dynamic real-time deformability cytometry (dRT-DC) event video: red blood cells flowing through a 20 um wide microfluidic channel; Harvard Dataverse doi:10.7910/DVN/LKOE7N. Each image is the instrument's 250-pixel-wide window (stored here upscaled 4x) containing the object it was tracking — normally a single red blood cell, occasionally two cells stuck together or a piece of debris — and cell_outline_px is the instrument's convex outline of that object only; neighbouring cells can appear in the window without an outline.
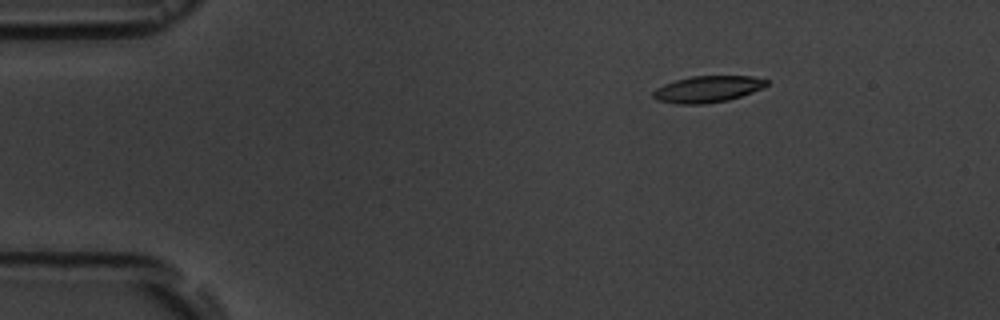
{"species": "common noctule bat (a hibernating species)", "species_latin": "Nyctalus noctula", "temperature_condition": "room temperature", "stored_images_in_passage": 6, "camera_frame_rate_fps": 3000, "um_per_image_px": 0.085, "animal": {"sex": "male", "body_mass_g": 19.5, "forearm_length_mm": 54.6}, "frame": {"image": 1, "passage_image": 3, "time_ms": 2.333, "image_size_px": [1000, 320], "cell_outline_px": [[768, 84], [752, 92], [728, 100], [704, 104], [676, 104], [656, 100], [652, 96], [652, 92], [656, 88], [664, 84], [676, 80], [692, 76], [752, 76], [768, 80]], "centroid_in_image_um": [60.1, 7.58], "position_along_channel_um": 24.9, "area_um2": 17.46}}
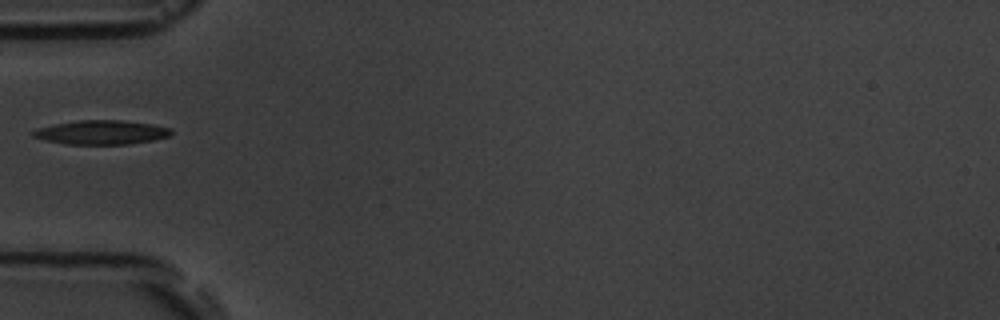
{"frame": {"image": 2, "passage_image": 6, "time_ms": 5.667, "image_size_px": [1000, 320], "cell_outline_px": [[172, 132], [168, 136], [152, 140], [128, 144], [64, 144], [44, 140], [32, 136], [32, 132], [36, 128], [52, 124], [76, 120], [120, 120], [152, 124], [172, 128]], "centroid_in_image_um": [8.57, 11.24], "position_along_channel_um": 76.4, "area_um2": 19.48}}